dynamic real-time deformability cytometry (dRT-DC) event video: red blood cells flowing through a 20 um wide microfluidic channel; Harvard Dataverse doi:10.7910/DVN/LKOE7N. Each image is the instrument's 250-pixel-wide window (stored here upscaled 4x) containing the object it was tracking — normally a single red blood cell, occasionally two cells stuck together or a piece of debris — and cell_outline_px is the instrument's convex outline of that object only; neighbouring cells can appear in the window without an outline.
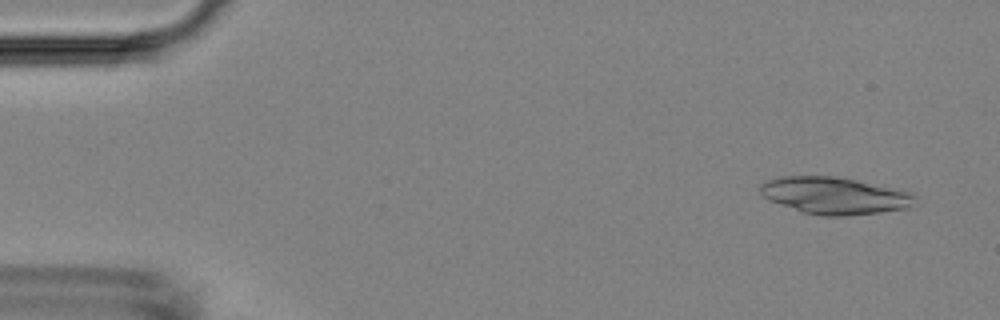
{"species": "Egyptian fruit bat (a non-hibernating species)", "species_latin": "Rousettus aegyptiacus", "temperature_condition": "room temperature", "stored_images_in_passage": 5, "camera_frame_rate_fps": 3000, "um_per_image_px": 0.085, "animal": {"sex": "female"}, "frame": {"image": 1, "passage_image": 1, "time_ms": 0.0, "image_size_px": [1000, 320], "cell_outline_px": [[916, 196], [908, 208], [880, 212], [844, 216], [824, 216], [800, 212], [768, 200], [760, 192], [760, 184], [768, 180], [780, 176], [832, 176], [904, 188], [912, 192]], "centroid_in_image_um": [70.96, 16.62], "position_along_channel_um": 14.0, "area_um2": 33.76}}
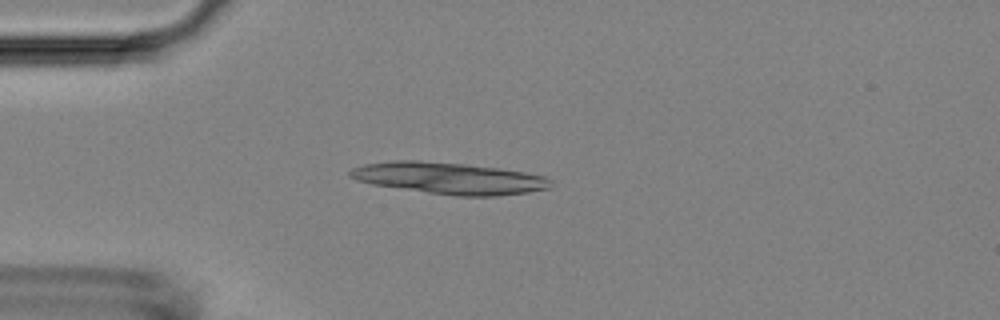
{"frame": {"image": 2, "passage_image": 4, "time_ms": 1.0, "image_size_px": [1000, 320], "cell_outline_px": [[552, 188], [528, 192], [496, 196], [456, 196], [372, 184], [356, 180], [348, 176], [348, 172], [352, 168], [364, 164], [392, 160], [420, 160], [464, 164], [496, 168], [524, 172], [544, 176], [552, 180]], "centroid_in_image_um": [38.17, 15.14], "position_along_channel_um": 46.8, "area_um2": 36.93}}